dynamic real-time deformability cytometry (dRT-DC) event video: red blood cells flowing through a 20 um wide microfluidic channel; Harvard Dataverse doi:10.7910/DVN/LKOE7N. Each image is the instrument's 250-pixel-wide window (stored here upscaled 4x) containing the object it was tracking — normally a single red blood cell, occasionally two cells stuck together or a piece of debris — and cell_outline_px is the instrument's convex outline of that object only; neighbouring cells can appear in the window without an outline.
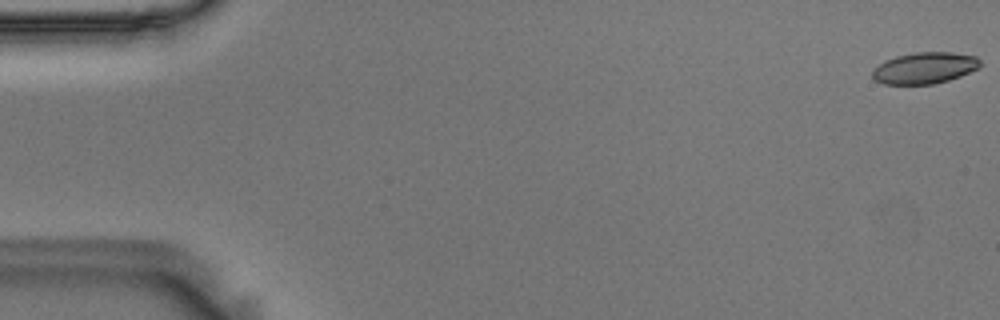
{"species": "Egyptian fruit bat (a non-hibernating species)", "species_latin": "Rousettus aegyptiacus", "temperature_condition": "room temperature", "stored_images_in_passage": 56, "camera_frame_rate_fps": 3000, "um_per_image_px": 0.085, "animal": {"sex": "male"}, "frame": {"image": 1, "passage_image": 1, "time_ms": 0.0, "image_size_px": [1000, 320], "cell_outline_px": [[980, 68], [960, 76], [948, 80], [932, 84], [884, 84], [876, 80], [872, 76], [872, 68], [884, 60], [896, 56], [912, 52], [952, 52], [976, 56], [980, 60]], "centroid_in_image_um": [78.58, 5.77], "position_along_channel_um": 6.4, "area_um2": 19.88}}
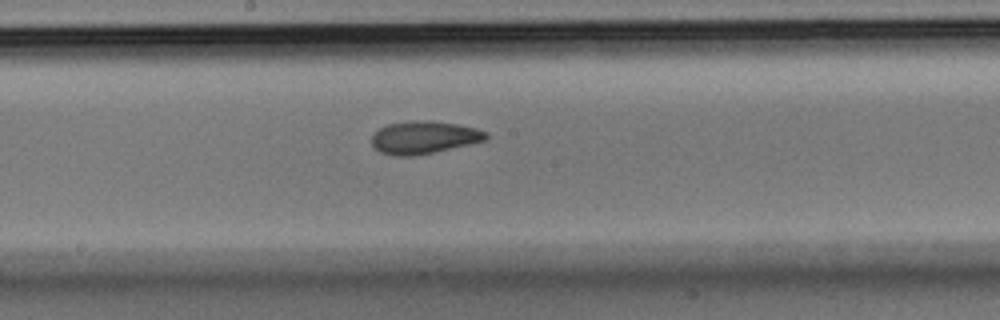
{"frame": {"image": 2, "passage_image": 30, "time_ms": 9.667, "image_size_px": [1000, 320], "cell_outline_px": [[488, 136], [484, 140], [468, 144], [432, 152], [412, 156], [396, 156], [380, 152], [372, 144], [372, 132], [388, 124], [408, 120], [428, 120], [456, 124], [476, 128], [488, 132]], "centroid_in_image_um": [35.99, 11.66], "position_along_channel_um": 212.2, "area_um2": 21.62}}
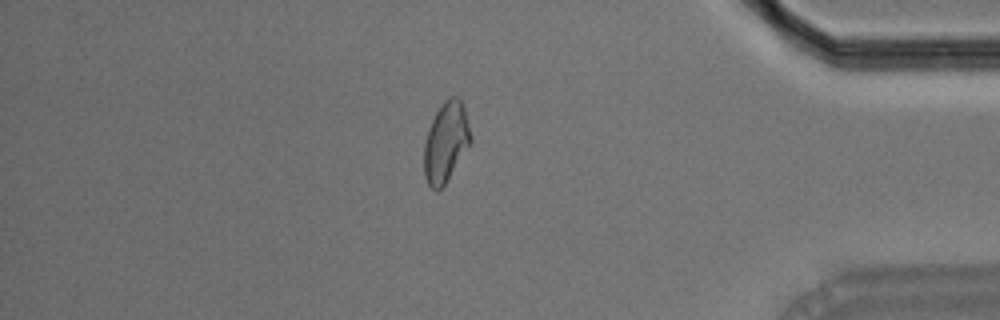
{"frame": {"image": 3, "passage_image": 48, "time_ms": 15.667, "image_size_px": [1000, 320], "cell_outline_px": [[472, 144], [444, 184], [436, 192], [428, 184], [424, 176], [424, 144], [428, 128], [436, 112], [444, 100], [448, 96], [456, 96], [460, 100], [464, 108], [472, 136]], "centroid_in_image_um": [37.91, 12.07], "position_along_channel_um": 397.3, "area_um2": 21.85}, "authors_computed_cell_mechanics": {"area_um2": 21.2704, "velocity_mm_per_s": 3.6216, "shape_relaxation_time_tau1_ms": 8.5438, "shape_relaxation_time_tau2_ms": 2.6517, "deformation_change_tau1": 0.1797, "deformation_change_tau2": 0.0892}}